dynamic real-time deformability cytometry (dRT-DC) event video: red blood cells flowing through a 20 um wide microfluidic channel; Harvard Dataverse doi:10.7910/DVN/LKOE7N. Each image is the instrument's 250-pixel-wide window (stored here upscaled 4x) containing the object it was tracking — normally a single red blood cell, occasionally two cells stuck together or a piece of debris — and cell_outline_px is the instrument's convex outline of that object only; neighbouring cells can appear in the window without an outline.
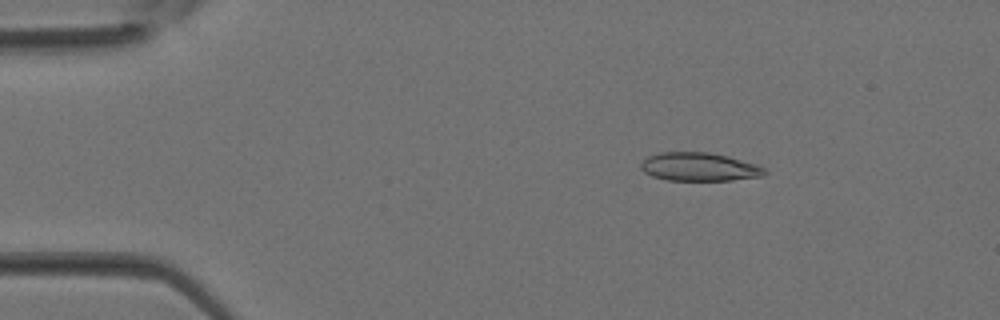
{"species": "Egyptian fruit bat (a non-hibernating species)", "species_latin": "Rousettus aegyptiacus", "temperature_condition": "room temperature", "stored_images_in_passage": 37, "camera_frame_rate_fps": 3000, "um_per_image_px": 0.085, "animal": {"sex": "female"}, "frame": {"image": 1, "passage_image": 6, "time_ms": 1.667, "image_size_px": [1000, 320], "cell_outline_px": [[768, 172], [760, 176], [732, 180], [668, 180], [652, 176], [644, 172], [640, 168], [640, 164], [648, 156], [660, 152], [708, 152], [728, 156], [756, 164], [764, 168]], "centroid_in_image_um": [59.41, 14.18], "position_along_channel_um": 25.6, "area_um2": 20.4}}
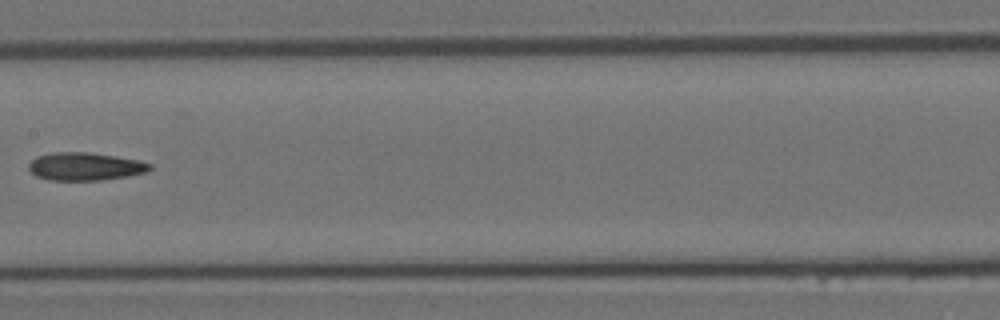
{"frame": {"image": 2, "passage_image": 19, "time_ms": 6.0, "image_size_px": [1000, 320], "cell_outline_px": [[152, 168], [148, 172], [128, 176], [100, 180], [48, 180], [36, 176], [28, 168], [28, 164], [36, 156], [52, 152], [88, 152], [116, 156], [140, 160], [152, 164]], "centroid_in_image_um": [7.25, 14.14], "position_along_channel_um": 200.2, "area_um2": 19.88}}
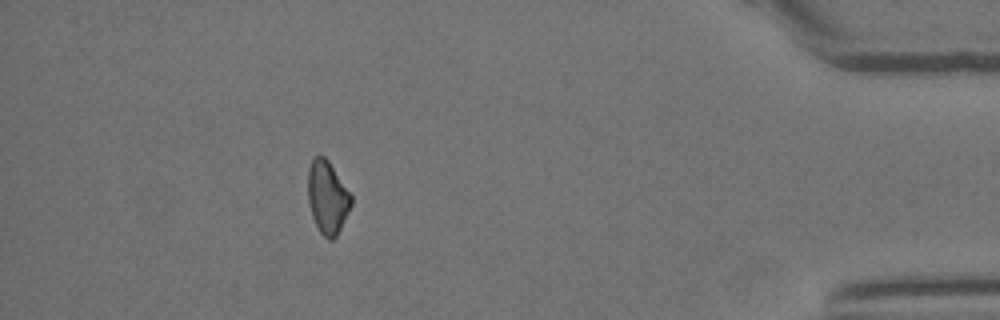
{"frame": {"image": 3, "passage_image": 33, "time_ms": 10.667, "image_size_px": [1000, 320], "cell_outline_px": [[352, 204], [336, 236], [332, 240], [328, 240], [320, 232], [312, 216], [308, 200], [308, 168], [312, 160], [316, 156], [324, 156], [328, 160], [352, 196]], "centroid_in_image_um": [27.82, 16.77], "position_along_channel_um": 407.4, "area_um2": 18.09}}